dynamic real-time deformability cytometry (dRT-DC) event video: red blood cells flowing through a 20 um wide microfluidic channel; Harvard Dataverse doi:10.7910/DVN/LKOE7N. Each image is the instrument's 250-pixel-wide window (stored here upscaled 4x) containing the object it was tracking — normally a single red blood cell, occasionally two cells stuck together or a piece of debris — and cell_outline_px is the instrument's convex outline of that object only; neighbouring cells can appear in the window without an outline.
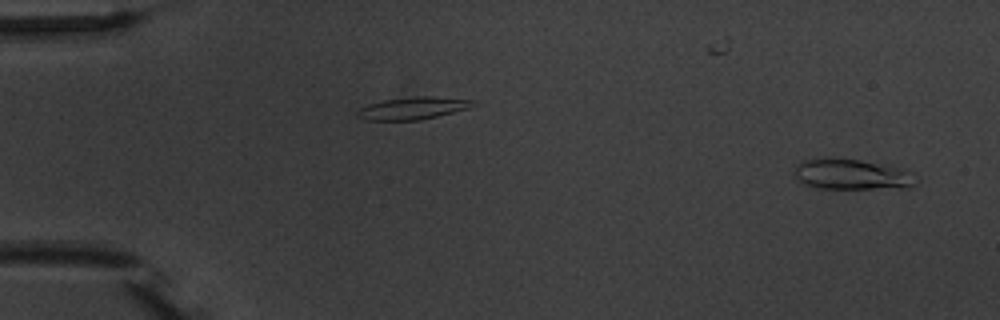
{"species": "common noctule bat (a hibernating species)", "species_latin": "Nyctalus noctula", "temperature_condition": "warm", "stored_images_in_passage": 2, "segment_of_instrument_passage": [2, 2], "camera_frame_rate_fps": 3000, "um_per_image_px": 0.085, "animal": {"sex": "male", "body_mass_g": 20.1, "forearm_length_mm": 53.5}, "frame": {"image": 1, "passage_image": 2, "time_ms": 2.333, "image_size_px": [1000, 320], "cell_outline_px": [[920, 180], [912, 188], [820, 188], [804, 184], [796, 180], [796, 164], [800, 160], [824, 156], [832, 156], [892, 164], [912, 172]], "centroid_in_image_um": [72.46, 14.78], "position_along_channel_um": 12.5, "area_um2": 22.72}}